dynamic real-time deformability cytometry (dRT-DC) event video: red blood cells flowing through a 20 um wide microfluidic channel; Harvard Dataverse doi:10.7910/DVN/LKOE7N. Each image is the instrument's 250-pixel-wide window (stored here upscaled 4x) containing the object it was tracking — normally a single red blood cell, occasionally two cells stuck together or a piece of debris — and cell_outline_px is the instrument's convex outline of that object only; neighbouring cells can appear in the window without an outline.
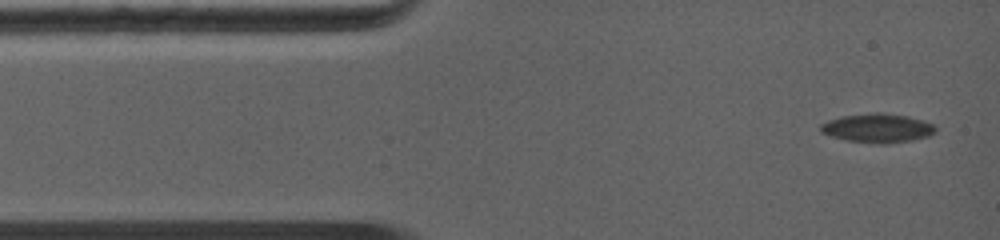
{"species": "common noctule bat (a hibernating species)", "species_latin": "Nyctalus noctula", "temperature_condition": "warm", "stored_images_in_passage": 50, "camera_frame_rate_fps": 5000, "um_per_image_px": 0.085, "animal": {"sex": "female", "body_mass_g": 19.0, "forearm_length_mm": 56.7}, "frame": {"image": 1, "passage_image": 1, "time_ms": 0.0, "image_size_px": [1000, 240], "cell_outline_px": [[936, 128], [932, 132], [924, 136], [904, 140], [852, 140], [836, 136], [824, 132], [820, 128], [824, 124], [832, 120], [844, 116], [876, 112], [880, 112], [904, 116], [928, 124]], "centroid_in_image_um": [74.55, 10.82], "position_along_channel_um": 10.5, "area_um2": 16.99}}
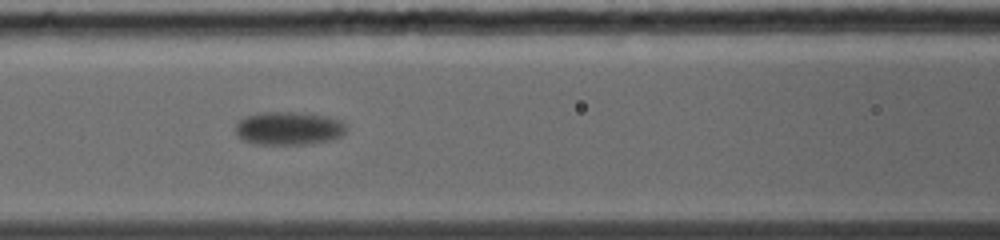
{"frame": {"image": 2, "passage_image": 28, "time_ms": 5.4, "image_size_px": [1000, 240], "cell_outline_px": [[344, 132], [328, 140], [308, 144], [256, 144], [240, 136], [236, 132], [236, 124], [240, 120], [248, 116], [260, 112], [304, 112], [324, 116], [336, 120], [344, 124]], "centroid_in_image_um": [24.5, 10.89], "position_along_channel_um": 142.1, "area_um2": 20.81}}
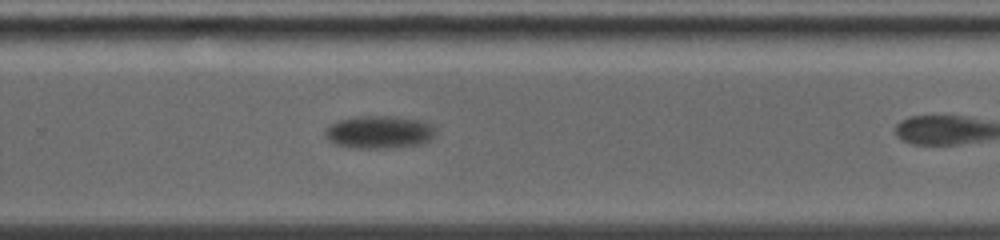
{"frame": {"image": 3, "passage_image": 49, "time_ms": 9.6, "image_size_px": [1000, 240], "cell_outline_px": [[436, 136], [420, 144], [380, 148], [360, 148], [336, 144], [328, 140], [324, 136], [324, 132], [332, 124], [340, 120], [360, 116], [388, 116], [420, 120], [436, 128]], "centroid_in_image_um": [32.24, 11.22], "position_along_channel_um": 297.6, "area_um2": 20.69}}